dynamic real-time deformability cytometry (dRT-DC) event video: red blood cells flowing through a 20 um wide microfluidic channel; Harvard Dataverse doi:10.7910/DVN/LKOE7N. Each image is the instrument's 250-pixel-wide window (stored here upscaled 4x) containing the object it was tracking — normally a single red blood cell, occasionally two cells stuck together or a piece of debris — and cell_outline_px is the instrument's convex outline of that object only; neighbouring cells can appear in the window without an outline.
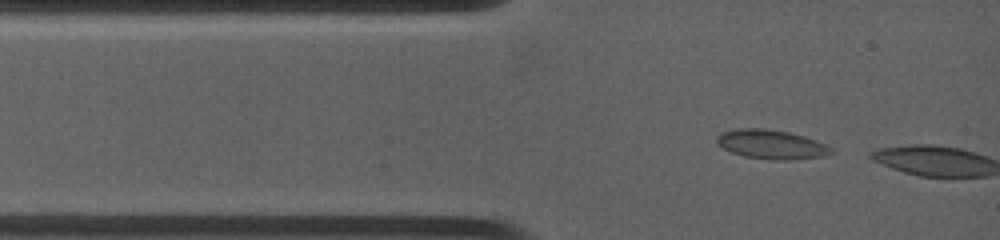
{"species": "common noctule bat (a hibernating species)", "species_latin": "Nyctalus noctula", "temperature_condition": "warm", "stored_images_in_passage": 3, "camera_frame_rate_fps": 4500, "um_per_image_px": 0.085, "animal": {"sex": "female", "body_mass_g": 19.0, "forearm_length_mm": 53.3}, "frame": {"image": 1, "passage_image": 2, "time_ms": 0.222, "image_size_px": [1000, 240], "cell_outline_px": [[832, 152], [824, 156], [792, 160], [772, 160], [744, 156], [732, 152], [716, 144], [716, 136], [720, 132], [740, 128], [764, 128], [788, 132], [804, 136], [816, 140], [832, 148]], "centroid_in_image_um": [65.53, 12.27], "position_along_channel_um": 19.5, "area_um2": 19.48}}